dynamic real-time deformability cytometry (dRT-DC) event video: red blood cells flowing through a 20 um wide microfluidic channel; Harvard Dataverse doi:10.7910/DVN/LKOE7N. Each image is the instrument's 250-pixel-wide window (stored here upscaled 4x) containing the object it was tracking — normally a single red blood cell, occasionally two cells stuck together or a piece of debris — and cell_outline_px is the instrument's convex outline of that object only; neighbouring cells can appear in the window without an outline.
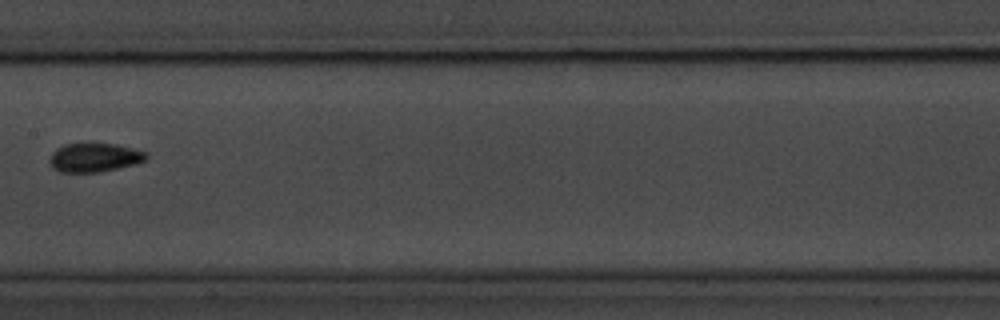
{"species": "common noctule bat (a hibernating species)", "species_latin": "Nyctalus noctula", "temperature_condition": "room temperature", "stored_images_in_passage": 9, "camera_frame_rate_fps": 3000, "um_per_image_px": 0.085, "animal": {"sex": "male", "body_mass_g": 20.1, "forearm_length_mm": 53.5}, "frame": {"image": 1, "passage_image": 9, "time_ms": 9.0, "image_size_px": [1000, 320], "cell_outline_px": [[148, 160], [136, 164], [100, 172], [60, 172], [52, 168], [48, 160], [52, 152], [56, 148], [64, 144], [116, 144], [148, 152]], "centroid_in_image_um": [8.04, 13.4], "position_along_channel_um": 199.4, "area_um2": 16.42}}